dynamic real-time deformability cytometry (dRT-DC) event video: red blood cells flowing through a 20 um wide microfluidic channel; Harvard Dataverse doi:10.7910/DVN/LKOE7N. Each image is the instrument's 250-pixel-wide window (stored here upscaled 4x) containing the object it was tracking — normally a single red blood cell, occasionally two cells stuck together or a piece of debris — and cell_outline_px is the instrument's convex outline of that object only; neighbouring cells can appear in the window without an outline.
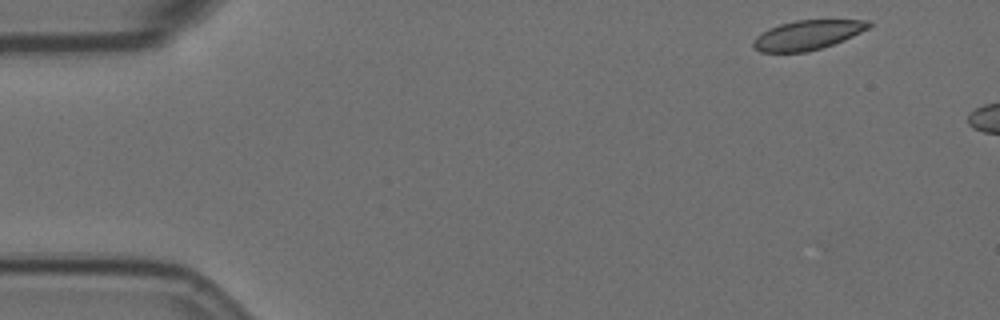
{"species": "Egyptian fruit bat (a non-hibernating species)", "species_latin": "Rousettus aegyptiacus", "temperature_condition": "room temperature", "stored_images_in_passage": 6, "camera_frame_rate_fps": 3000, "um_per_image_px": 0.085, "animal": {"sex": "female"}, "frame": {"image": 1, "passage_image": 1, "time_ms": 0.0, "image_size_px": [1000, 320], "cell_outline_px": [[872, 24], [868, 28], [844, 40], [808, 52], [760, 52], [752, 48], [752, 40], [760, 32], [768, 28], [780, 24], [796, 20], [872, 20]], "centroid_in_image_um": [68.58, 2.98], "position_along_channel_um": 16.4, "area_um2": 19.94}}